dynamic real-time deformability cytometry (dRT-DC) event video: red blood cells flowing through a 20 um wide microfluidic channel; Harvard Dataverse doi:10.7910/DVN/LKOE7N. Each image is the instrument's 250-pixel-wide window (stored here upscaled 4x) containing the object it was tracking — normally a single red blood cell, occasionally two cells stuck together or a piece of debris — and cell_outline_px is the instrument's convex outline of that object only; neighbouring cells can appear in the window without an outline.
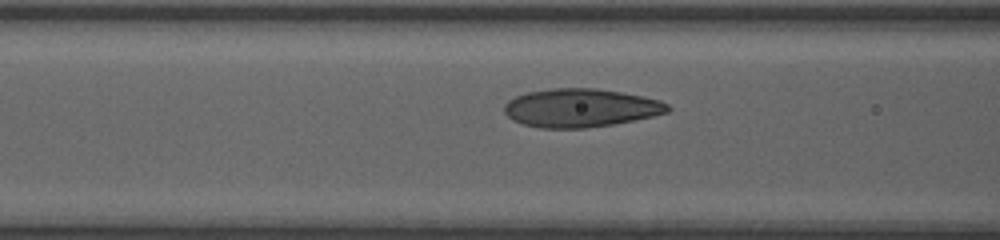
{"species": "human", "species_latin": "Homo sapiens", "temperature_condition": "room temperature", "stored_images_in_passage": 25, "camera_frame_rate_fps": 3000, "um_per_image_px": 0.085, "donor": {"sex": "female"}, "frame": {"image": 1, "passage_image": 4, "time_ms": 1.0, "image_size_px": [1000, 240], "cell_outline_px": [[672, 108], [668, 112], [652, 116], [612, 124], [584, 128], [540, 128], [524, 124], [512, 120], [504, 112], [504, 104], [508, 100], [516, 96], [528, 92], [552, 88], [596, 88], [620, 92], [660, 100], [668, 104]], "centroid_in_image_um": [49.33, 9.17], "position_along_channel_um": 117.3, "area_um2": 36.41}}
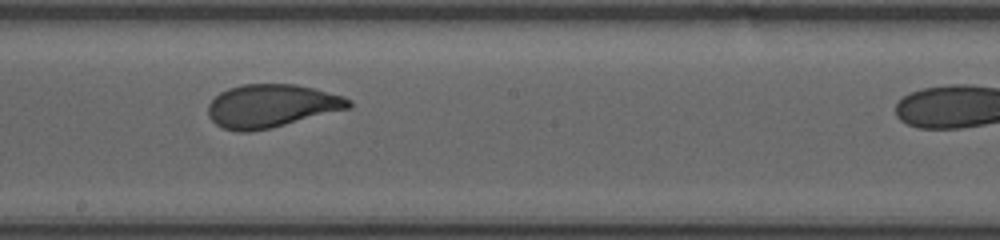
{"frame": {"image": 2, "passage_image": 12, "time_ms": 3.667, "image_size_px": [1000, 240], "cell_outline_px": [[352, 108], [272, 128], [248, 132], [236, 132], [220, 128], [208, 116], [208, 104], [220, 92], [228, 88], [244, 84], [296, 84], [316, 88], [344, 96], [352, 100]], "centroid_in_image_um": [23.1, 9.01], "position_along_channel_um": 225.1, "area_um2": 35.89}}
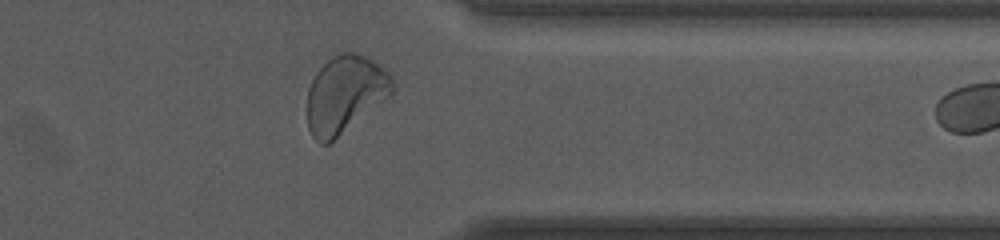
{"frame": {"image": 3, "passage_image": 24, "time_ms": 7.667, "image_size_px": [1000, 240], "cell_outline_px": [[396, 88], [388, 96], [328, 144], [320, 144], [312, 136], [308, 128], [308, 88], [316, 72], [332, 56], [340, 52], [356, 52], [372, 60], [388, 72], [392, 76], [396, 84]], "centroid_in_image_um": [29.32, 7.98], "position_along_channel_um": 382.1, "area_um2": 37.86}}